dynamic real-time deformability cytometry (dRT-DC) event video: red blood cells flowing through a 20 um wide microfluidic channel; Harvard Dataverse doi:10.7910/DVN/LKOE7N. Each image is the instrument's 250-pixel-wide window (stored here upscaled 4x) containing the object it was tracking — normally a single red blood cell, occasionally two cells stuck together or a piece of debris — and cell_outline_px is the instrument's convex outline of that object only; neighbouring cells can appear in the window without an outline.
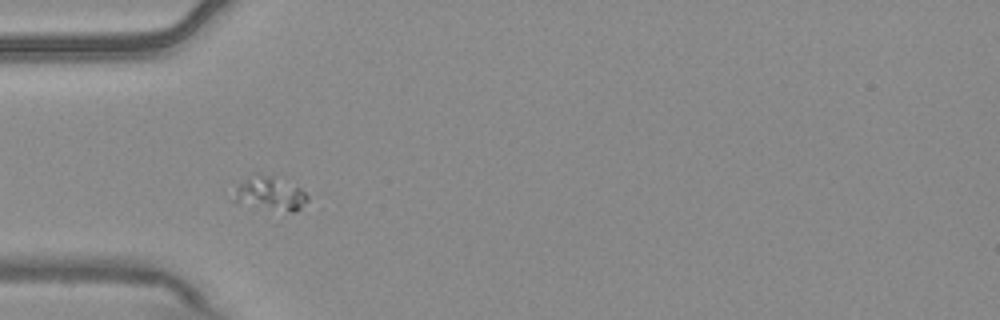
{"species": "common noctule bat (a hibernating species)", "species_latin": "Nyctalus noctula", "temperature_condition": "warm", "stored_images_in_passage": 11, "segment_of_instrument_passage": [2, 2], "camera_frame_rate_fps": 3000, "um_per_image_px": 0.085, "animal": {"sex": "male", "body_mass_g": 20.4}, "frame": {"image": 1, "passage_image": 2, "time_ms": 0.333, "image_size_px": [1000, 320], "cell_outline_px": [[308, 200], [296, 212], [288, 212], [232, 200], [224, 192], [248, 180], [260, 176], [272, 176], [300, 188], [308, 196]], "centroid_in_image_um": [22.89, 16.49], "position_along_channel_um": 62.1, "area_um2": 13.93}}
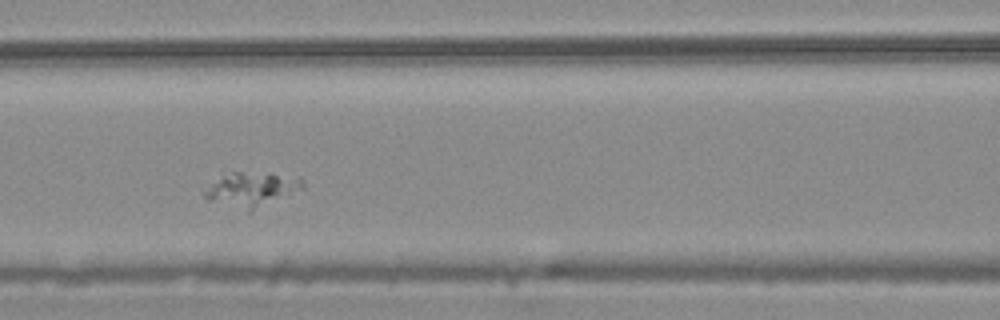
{"frame": {"image": 2, "passage_image": 4, "time_ms": 1.0, "image_size_px": [1000, 320], "cell_outline_px": [[308, 188], [248, 212], [208, 200], [200, 192], [224, 176], [232, 172], [268, 172], [300, 176], [304, 180]], "centroid_in_image_um": [21.5, 16.09], "position_along_channel_um": 145.1, "area_um2": 20.17}}
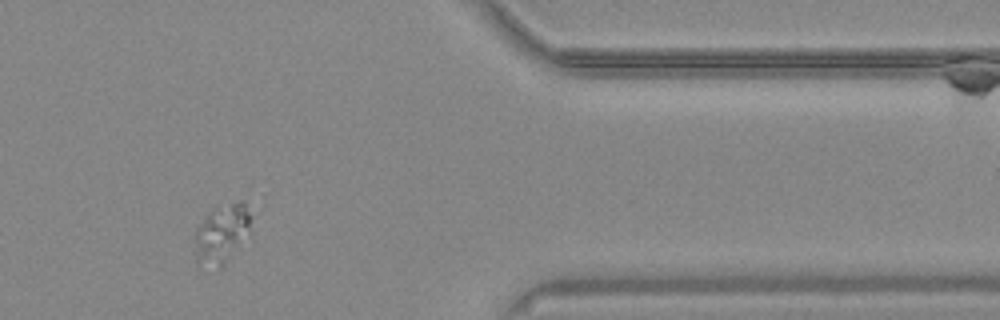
{"frame": {"image": 3, "passage_image": 10, "time_ms": 3.0, "image_size_px": [1000, 320], "cell_outline_px": [[252, 244], [196, 268], [196, 228], [208, 212], [216, 208], [240, 200], [244, 200], [252, 216]], "centroid_in_image_um": [18.99, 19.74], "position_along_channel_um": 392.4, "area_um2": 19.19}}